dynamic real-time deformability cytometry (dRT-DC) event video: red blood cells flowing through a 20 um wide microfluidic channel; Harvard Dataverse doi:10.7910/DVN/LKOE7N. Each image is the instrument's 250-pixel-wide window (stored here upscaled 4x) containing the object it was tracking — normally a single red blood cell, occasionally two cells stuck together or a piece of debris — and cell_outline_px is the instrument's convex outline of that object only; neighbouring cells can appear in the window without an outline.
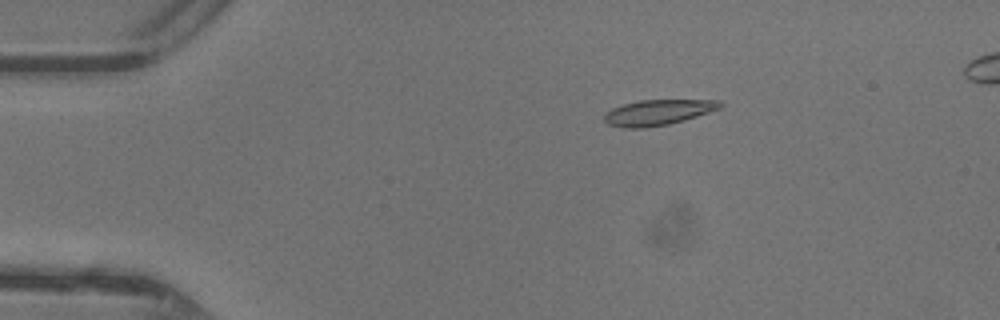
{"species": "common noctule bat (a hibernating species)", "species_latin": "Nyctalus noctula", "temperature_condition": "warm", "stored_images_in_passage": 26, "camera_frame_rate_fps": 3000, "um_per_image_px": 0.085, "animal": {"sex": "female"}, "frame": {"image": 1, "passage_image": 9, "time_ms": 2.667, "image_size_px": [1000, 320], "cell_outline_px": [[724, 104], [720, 108], [684, 120], [668, 124], [644, 128], [624, 128], [608, 124], [604, 120], [604, 112], [612, 108], [624, 104], [640, 100], [720, 100]], "centroid_in_image_um": [55.9, 9.55], "position_along_channel_um": 29.1, "area_um2": 17.17}}
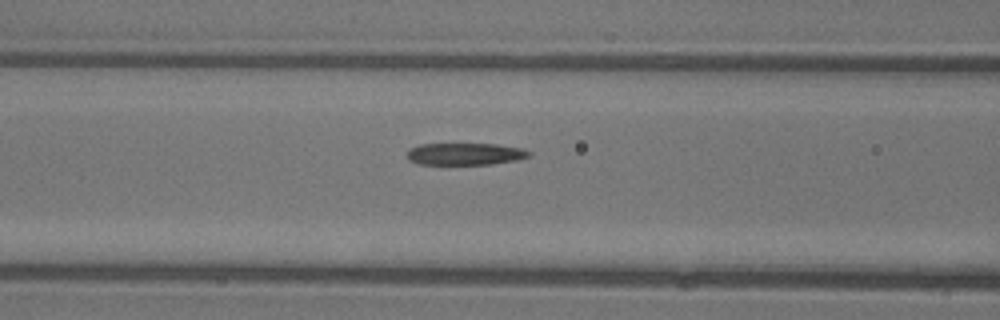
{"frame": {"image": 2, "passage_image": 20, "time_ms": 6.333, "image_size_px": [1000, 320], "cell_outline_px": [[532, 156], [516, 160], [492, 164], [420, 164], [408, 160], [408, 148], [420, 144], [496, 144], [524, 148], [532, 152]], "centroid_in_image_um": [39.58, 13.08], "position_along_channel_um": 127.0, "area_um2": 15.78}}
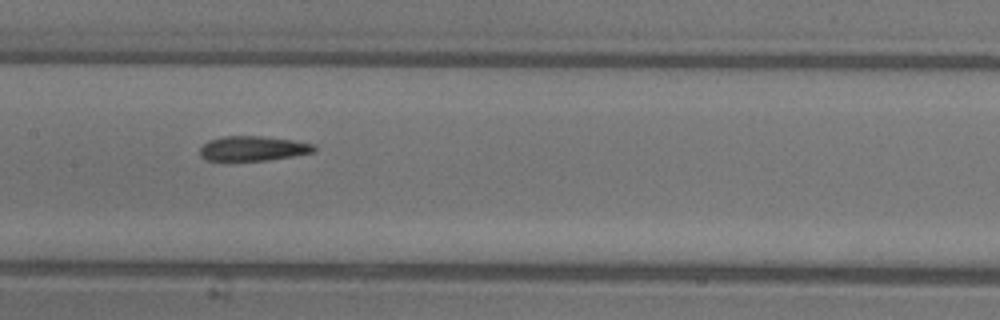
{"frame": {"image": 3, "passage_image": 24, "time_ms": 7.667, "image_size_px": [1000, 320], "cell_outline_px": [[316, 148], [312, 152], [292, 156], [268, 160], [204, 160], [200, 156], [200, 148], [208, 140], [224, 136], [260, 136], [292, 140], [316, 144]], "centroid_in_image_um": [21.49, 12.61], "position_along_channel_um": 185.9, "area_um2": 16.36}}